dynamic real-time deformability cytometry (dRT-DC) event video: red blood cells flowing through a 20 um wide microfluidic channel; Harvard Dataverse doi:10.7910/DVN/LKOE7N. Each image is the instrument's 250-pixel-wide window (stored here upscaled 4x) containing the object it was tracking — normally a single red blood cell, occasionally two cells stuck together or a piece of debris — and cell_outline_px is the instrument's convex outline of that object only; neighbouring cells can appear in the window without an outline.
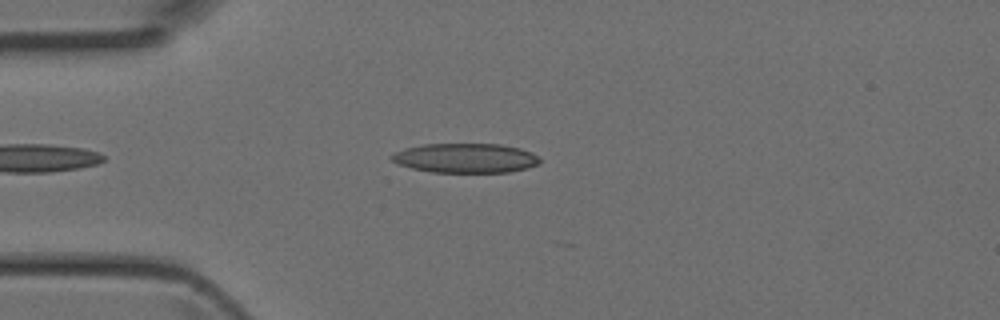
{"species": "Egyptian fruit bat (a non-hibernating species)", "species_latin": "Rousettus aegyptiacus", "temperature_condition": "room temperature", "stored_images_in_passage": 3, "camera_frame_rate_fps": 3000, "um_per_image_px": 0.085, "animal": {"sex": "female"}, "frame": {"image": 1, "passage_image": 3, "time_ms": 0.667, "image_size_px": [1000, 320], "cell_outline_px": [[540, 164], [528, 168], [508, 172], [432, 172], [412, 168], [396, 164], [388, 156], [404, 148], [424, 144], [500, 144], [520, 148], [532, 152], [540, 160]], "centroid_in_image_um": [39.56, 13.43], "position_along_channel_um": 45.4, "area_um2": 25.55}}